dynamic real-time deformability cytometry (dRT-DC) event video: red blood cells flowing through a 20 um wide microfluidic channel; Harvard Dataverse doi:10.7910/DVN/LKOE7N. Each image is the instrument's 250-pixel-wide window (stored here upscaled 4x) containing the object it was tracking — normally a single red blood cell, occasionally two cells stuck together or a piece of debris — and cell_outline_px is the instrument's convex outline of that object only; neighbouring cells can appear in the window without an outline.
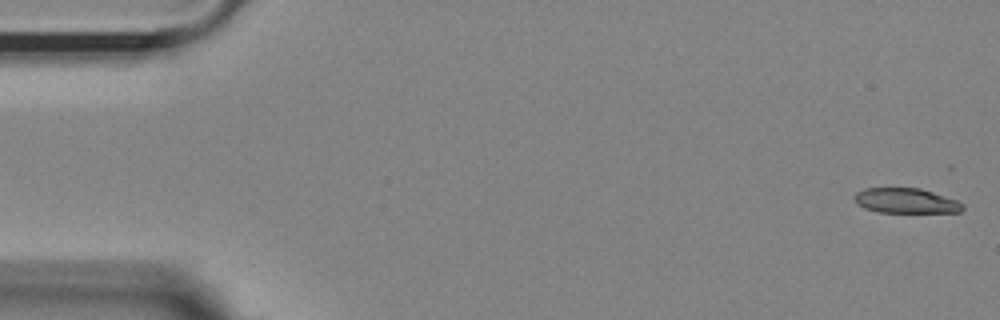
{"species": "Egyptian fruit bat (a non-hibernating species)", "species_latin": "Rousettus aegyptiacus", "temperature_condition": "room temperature", "stored_images_in_passage": 10, "camera_frame_rate_fps": 3000, "um_per_image_px": 0.085, "animal": {"sex": "female"}, "frame": {"image": 1, "passage_image": 1, "time_ms": 0.0, "image_size_px": [1000, 320], "cell_outline_px": [[964, 208], [960, 212], [876, 212], [864, 208], [856, 204], [852, 196], [856, 192], [864, 188], [920, 188], [956, 200], [964, 204]], "centroid_in_image_um": [76.94, 17.06], "position_along_channel_um": 8.1, "area_um2": 15.84}}